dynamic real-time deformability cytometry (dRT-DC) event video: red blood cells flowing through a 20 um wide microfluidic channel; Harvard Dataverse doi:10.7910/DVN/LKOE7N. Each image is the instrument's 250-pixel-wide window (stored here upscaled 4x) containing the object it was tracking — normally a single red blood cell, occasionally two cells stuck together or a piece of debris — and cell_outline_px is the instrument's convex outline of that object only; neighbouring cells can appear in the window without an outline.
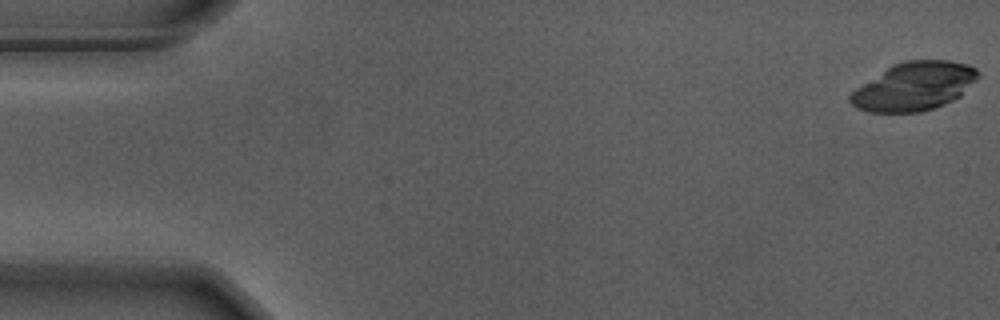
{"species": "Egyptian fruit bat (a non-hibernating species)", "species_latin": "Rousettus aegyptiacus", "temperature_condition": "warm", "stored_images_in_passage": 21, "camera_frame_rate_fps": 3000, "um_per_image_px": 0.085, "animal": {"sex": "male"}, "frame": {"image": 1, "passage_image": 1, "time_ms": 0.0, "image_size_px": [1000, 320], "cell_outline_px": [[980, 76], [960, 96], [944, 104], [920, 112], [872, 112], [856, 108], [848, 100], [848, 96], [856, 88], [888, 68], [904, 60], [948, 60], [968, 64], [976, 68], [980, 72]], "centroid_in_image_um": [77.73, 7.34], "position_along_channel_um": 7.3, "area_um2": 35.66}}